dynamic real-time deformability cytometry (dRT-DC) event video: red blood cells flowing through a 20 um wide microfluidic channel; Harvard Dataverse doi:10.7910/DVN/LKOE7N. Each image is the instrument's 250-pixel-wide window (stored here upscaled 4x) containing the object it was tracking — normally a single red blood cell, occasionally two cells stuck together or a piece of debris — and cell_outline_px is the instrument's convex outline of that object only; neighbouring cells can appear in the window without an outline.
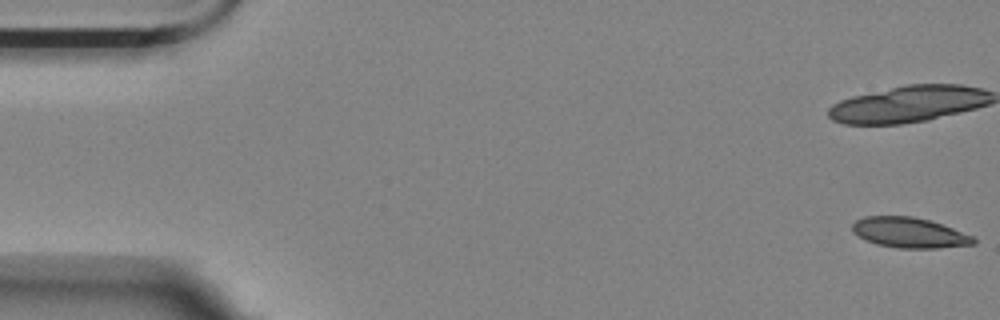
{"species": "Egyptian fruit bat (a non-hibernating species)", "species_latin": "Rousettus aegyptiacus", "temperature_condition": "room temperature", "stored_images_in_passage": 8, "camera_frame_rate_fps": 3000, "um_per_image_px": 0.085, "animal": {"sex": "female"}, "frame": {"image": 1, "passage_image": 1, "time_ms": 0.0, "image_size_px": [1000, 320], "cell_outline_px": [[976, 244], [940, 248], [896, 248], [876, 244], [864, 240], [852, 232], [852, 224], [856, 220], [864, 216], [912, 216], [932, 220], [972, 236], [976, 240]], "centroid_in_image_um": [77.27, 19.78], "position_along_channel_um": 7.7, "area_um2": 21.62}}